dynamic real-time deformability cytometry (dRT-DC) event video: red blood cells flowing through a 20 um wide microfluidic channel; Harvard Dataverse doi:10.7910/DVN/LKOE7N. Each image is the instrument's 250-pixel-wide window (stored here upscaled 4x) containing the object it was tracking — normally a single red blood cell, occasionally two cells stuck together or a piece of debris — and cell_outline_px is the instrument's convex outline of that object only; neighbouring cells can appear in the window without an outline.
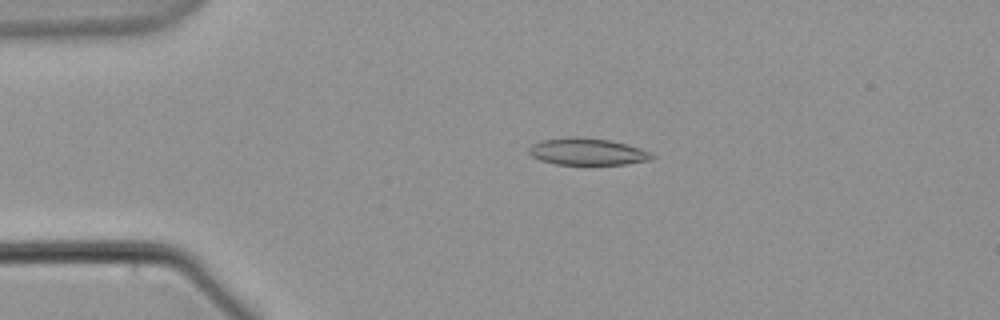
{"species": "common noctule bat (a hibernating species)", "species_latin": "Nyctalus noctula", "temperature_condition": "warm", "stored_images_in_passage": 58, "camera_frame_rate_fps": 3000, "um_per_image_px": 0.085, "animal": {"sex": "male", "body_mass_g": 21.5, "forearm_length_mm": 52.0}, "frame": {"image": 1, "passage_image": 13, "time_ms": 4.0, "image_size_px": [1000, 320], "cell_outline_px": [[656, 156], [652, 160], [628, 164], [556, 164], [540, 160], [532, 156], [528, 152], [528, 148], [532, 144], [540, 140], [576, 136], [608, 140], [628, 144], [652, 152]], "centroid_in_image_um": [49.96, 12.89], "position_along_channel_um": 35.0, "area_um2": 19.42}}
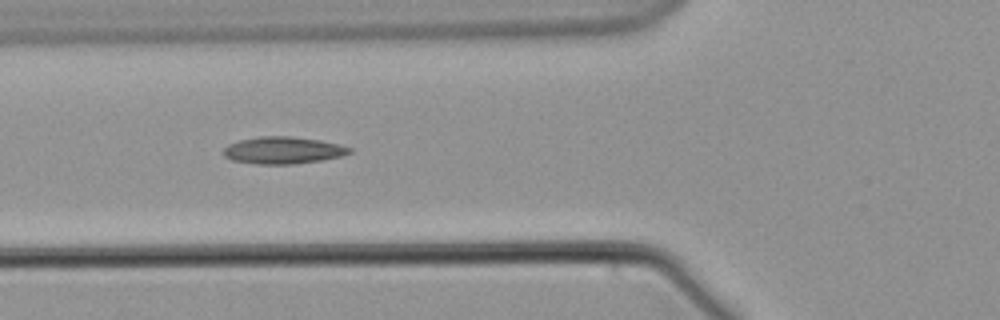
{"frame": {"image": 2, "passage_image": 22, "time_ms": 7.0, "image_size_px": [1000, 320], "cell_outline_px": [[352, 152], [340, 156], [320, 160], [292, 164], [256, 164], [232, 160], [224, 156], [224, 148], [228, 144], [240, 140], [260, 136], [292, 136], [320, 140], [340, 144], [352, 148]], "centroid_in_image_um": [24.06, 12.77], "position_along_channel_um": 101.7, "area_um2": 19.83}}
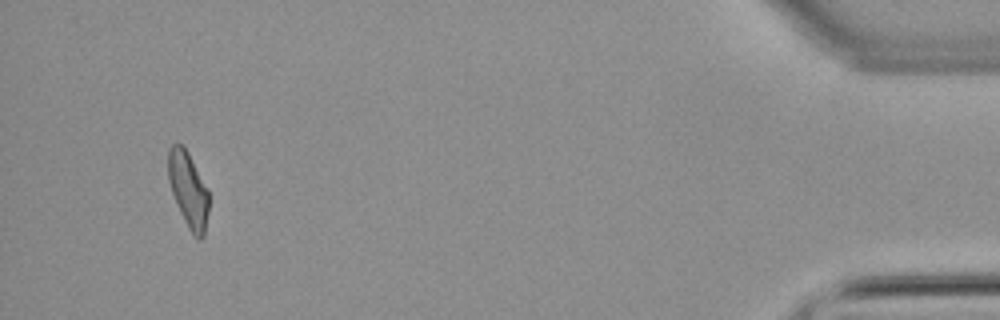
{"frame": {"image": 3, "passage_image": 55, "time_ms": 18.0, "image_size_px": [1000, 320], "cell_outline_px": [[208, 212], [204, 236], [200, 240], [196, 240], [188, 228], [176, 204], [168, 180], [168, 148], [172, 144], [180, 144], [188, 152], [208, 188]], "centroid_in_image_um": [16.0, 16.15], "position_along_channel_um": 419.2, "area_um2": 17.98}}